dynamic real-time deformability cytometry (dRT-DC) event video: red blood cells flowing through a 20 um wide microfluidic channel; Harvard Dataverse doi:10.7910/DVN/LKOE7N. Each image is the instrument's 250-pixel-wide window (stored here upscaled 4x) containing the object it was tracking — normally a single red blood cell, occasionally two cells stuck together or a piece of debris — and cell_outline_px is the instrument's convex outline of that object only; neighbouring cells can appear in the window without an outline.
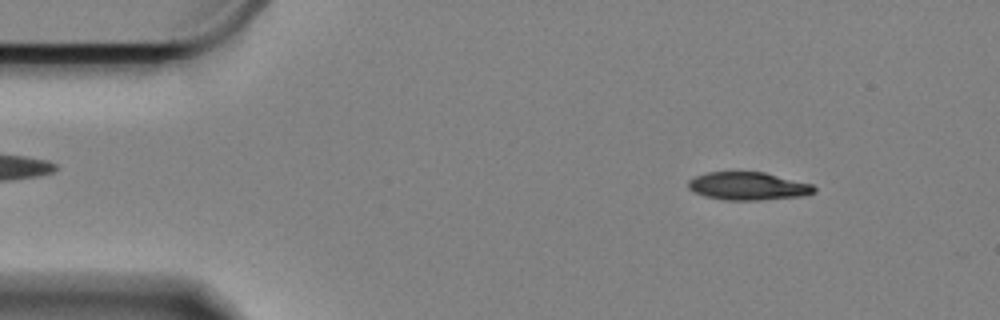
{"species": "Egyptian fruit bat (a non-hibernating species)", "species_latin": "Rousettus aegyptiacus", "temperature_condition": "cold", "stored_images_in_passage": 15, "camera_frame_rate_fps": 3000, "um_per_image_px": 0.085, "animal": {"sex": "female"}, "frame": {"image": 1, "passage_image": 6, "time_ms": 1.667, "image_size_px": [1000, 320], "cell_outline_px": [[816, 192], [804, 196], [760, 200], [724, 200], [704, 196], [688, 188], [688, 180], [696, 176], [708, 172], [764, 172], [812, 184], [816, 188]], "centroid_in_image_um": [63.61, 15.82], "position_along_channel_um": 21.4, "area_um2": 20.52}}